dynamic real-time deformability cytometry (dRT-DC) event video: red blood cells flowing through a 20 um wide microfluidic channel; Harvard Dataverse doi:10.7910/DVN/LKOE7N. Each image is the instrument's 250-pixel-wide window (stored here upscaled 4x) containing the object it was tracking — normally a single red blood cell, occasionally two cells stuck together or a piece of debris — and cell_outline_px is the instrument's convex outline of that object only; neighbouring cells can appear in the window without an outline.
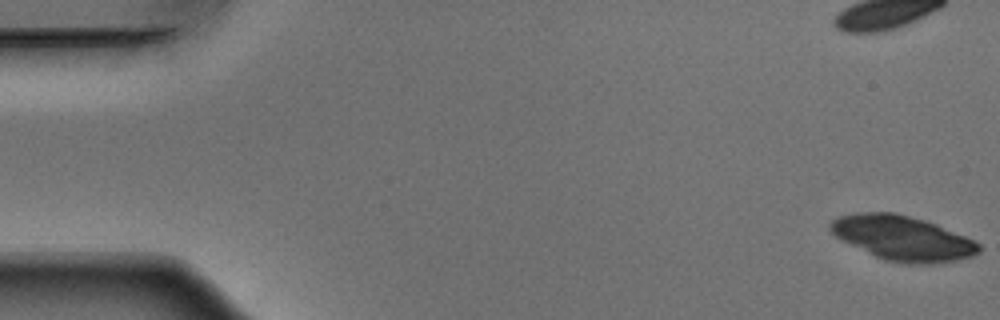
{"species": "Egyptian fruit bat (a non-hibernating species)", "species_latin": "Rousettus aegyptiacus", "temperature_condition": "warm", "stored_images_in_passage": 29, "camera_frame_rate_fps": 3000, "um_per_image_px": 0.085, "animal": {"sex": "male"}, "frame": {"image": 1, "passage_image": 1, "time_ms": 0.0, "image_size_px": [1000, 320], "cell_outline_px": [[980, 252], [972, 256], [956, 260], [924, 264], [904, 264], [884, 260], [836, 236], [828, 228], [828, 224], [832, 220], [840, 216], [852, 212], [896, 212], [924, 220], [936, 224], [964, 236], [980, 244]], "centroid_in_image_um": [76.71, 20.23], "position_along_channel_um": 8.3, "area_um2": 38.32}}